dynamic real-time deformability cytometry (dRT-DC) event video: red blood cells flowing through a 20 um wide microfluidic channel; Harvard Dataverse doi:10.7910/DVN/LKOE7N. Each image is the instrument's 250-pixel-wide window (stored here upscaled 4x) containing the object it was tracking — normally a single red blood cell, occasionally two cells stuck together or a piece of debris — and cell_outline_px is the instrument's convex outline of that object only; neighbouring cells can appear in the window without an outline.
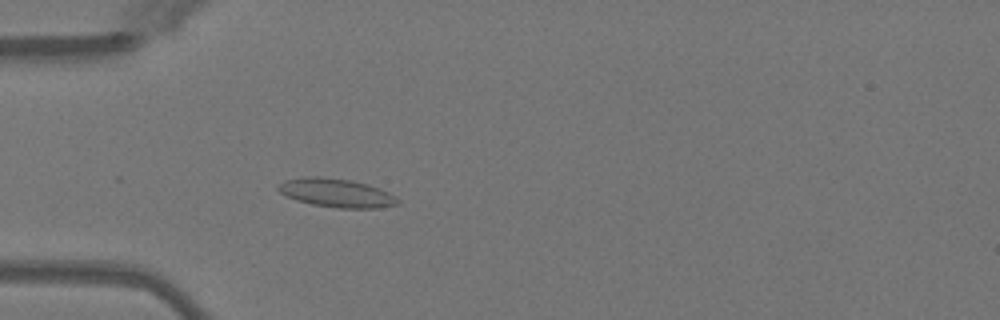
{"species": "Egyptian fruit bat (a non-hibernating species)", "species_latin": "Rousettus aegyptiacus", "temperature_condition": "warm", "stored_images_in_passage": 50, "camera_frame_rate_fps": 3000, "um_per_image_px": 0.085, "animal": {"sex": "female"}, "frame": {"image": 1, "passage_image": 15, "time_ms": 4.667, "image_size_px": [1000, 320], "cell_outline_px": [[400, 204], [376, 208], [336, 208], [312, 204], [296, 200], [280, 192], [276, 188], [284, 180], [304, 176], [320, 176], [352, 180], [368, 184], [380, 188], [396, 196], [400, 200]], "centroid_in_image_um": [28.62, 16.39], "position_along_channel_um": 56.4, "area_um2": 20.11}}
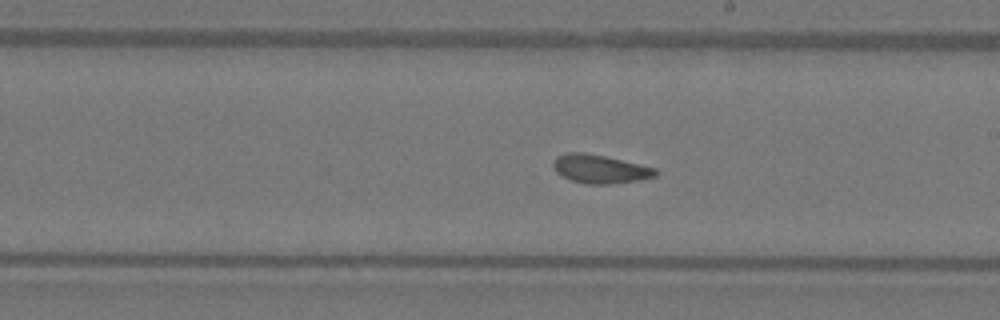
{"frame": {"image": 2, "passage_image": 29, "time_ms": 9.333, "image_size_px": [1000, 320], "cell_outline_px": [[660, 172], [656, 176], [640, 180], [608, 184], [584, 184], [572, 180], [556, 172], [552, 164], [552, 160], [556, 156], [568, 152], [584, 152], [604, 156], [656, 168]], "centroid_in_image_um": [50.99, 14.36], "position_along_channel_um": 238.0, "area_um2": 17.05}}
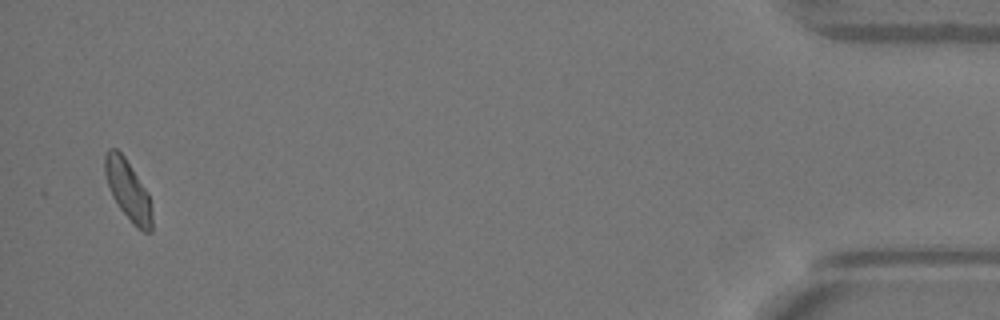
{"frame": {"image": 3, "passage_image": 49, "time_ms": 16.0, "image_size_px": [1000, 320], "cell_outline_px": [[152, 232], [144, 232], [136, 228], [132, 224], [120, 208], [112, 196], [104, 172], [104, 156], [108, 148], [116, 148], [124, 156], [148, 192], [152, 212]], "centroid_in_image_um": [10.88, 16.18], "position_along_channel_um": 424.3, "area_um2": 16.53}, "authors_computed_cell_mechanics": {"area_um2": 17.1955, "velocity_mm_per_s": 4.0137, "shape_relaxation_time_tau1_ms": null, "shape_relaxation_time_tau2_ms": 1.5514, "deformation_change_tau1": null, "deformation_change_tau2": 0.0639}}